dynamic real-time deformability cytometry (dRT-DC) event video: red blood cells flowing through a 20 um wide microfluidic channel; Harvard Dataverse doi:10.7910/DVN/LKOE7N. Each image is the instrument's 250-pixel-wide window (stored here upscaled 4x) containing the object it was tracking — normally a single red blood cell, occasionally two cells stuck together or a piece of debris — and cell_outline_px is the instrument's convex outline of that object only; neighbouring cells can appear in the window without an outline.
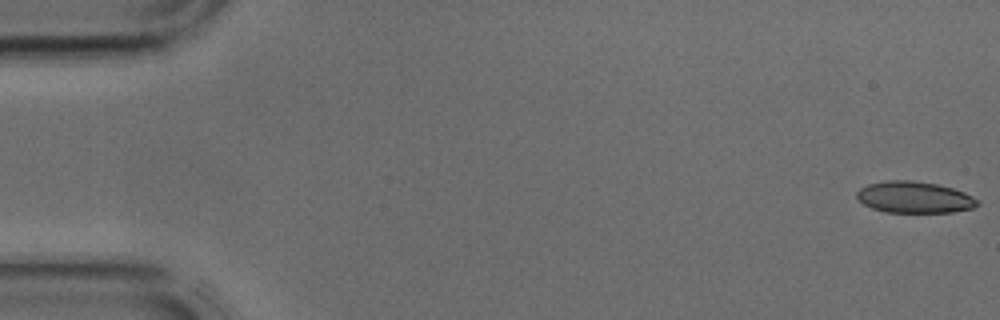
{"species": "common noctule bat (a hibernating species)", "species_latin": "Nyctalus noctula", "temperature_condition": "cold", "stored_images_in_passage": 43, "segment_of_instrument_passage": [1, 2], "camera_frame_rate_fps": 3000, "um_per_image_px": 0.085, "animal": {"sex": "male", "body_mass_g": 17.9, "forearm_length_mm": 54.2}, "frame": {"image": 1, "passage_image": 1, "time_ms": 0.0, "image_size_px": [1000, 320], "cell_outline_px": [[980, 204], [972, 208], [952, 212], [884, 212], [872, 208], [864, 204], [856, 196], [856, 192], [860, 188], [868, 184], [888, 180], [912, 180], [936, 184], [952, 188], [964, 192], [980, 200]], "centroid_in_image_um": [77.73, 16.77], "position_along_channel_um": 7.3, "area_um2": 22.14}}
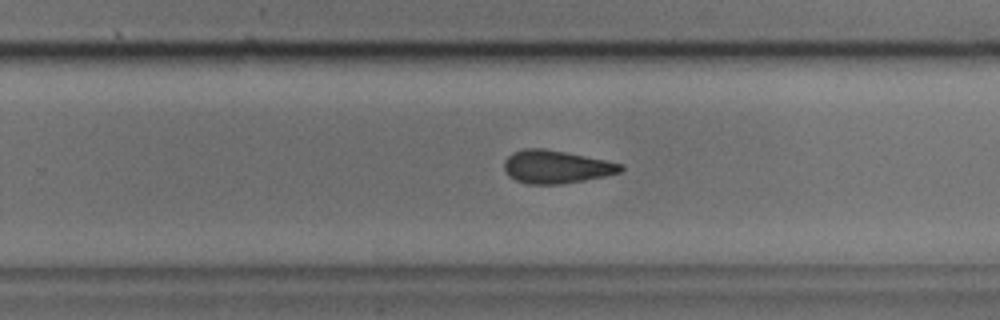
{"frame": {"image": 2, "passage_image": 27, "time_ms": 8.667, "image_size_px": [1000, 320], "cell_outline_px": [[624, 168], [620, 172], [604, 176], [584, 180], [560, 184], [528, 184], [516, 180], [508, 176], [504, 168], [504, 160], [512, 152], [524, 148], [544, 148], [624, 164]], "centroid_in_image_um": [47.24, 14.18], "position_along_channel_um": 282.6, "area_um2": 22.31}}
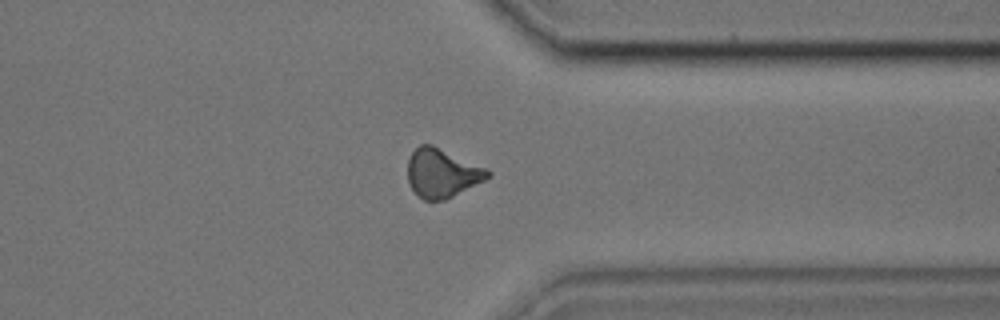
{"frame": {"image": 3, "passage_image": 33, "time_ms": 10.667, "image_size_px": [1000, 320], "cell_outline_px": [[492, 176], [444, 200], [424, 200], [412, 188], [408, 180], [408, 160], [412, 152], [420, 144], [432, 144], [488, 168], [492, 172]], "centroid_in_image_um": [37.6, 14.68], "position_along_channel_um": 373.8, "area_um2": 22.66}}